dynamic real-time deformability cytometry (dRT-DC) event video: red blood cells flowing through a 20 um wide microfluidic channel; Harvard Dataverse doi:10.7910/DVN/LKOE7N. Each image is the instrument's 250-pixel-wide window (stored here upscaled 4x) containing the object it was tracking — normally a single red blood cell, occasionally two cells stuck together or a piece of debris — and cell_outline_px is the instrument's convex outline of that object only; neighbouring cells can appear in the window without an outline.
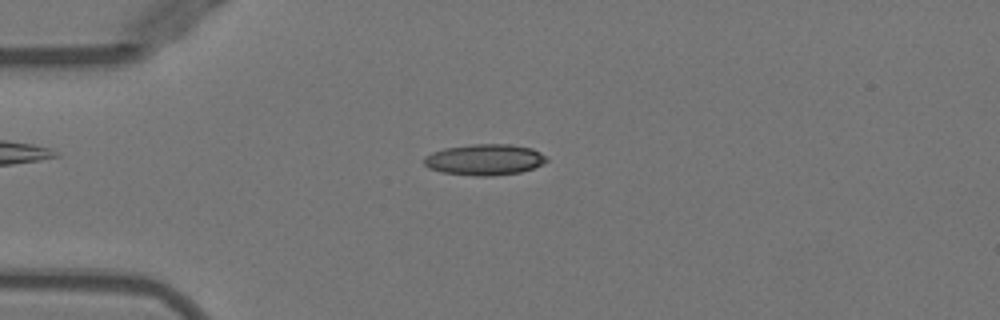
{"species": "Egyptian fruit bat (a non-hibernating species)", "species_latin": "Rousettus aegyptiacus", "temperature_condition": "warm", "stored_images_in_passage": 50, "camera_frame_rate_fps": 3000, "um_per_image_px": 0.085, "animal": {"sex": "female"}, "frame": {"image": 1, "passage_image": 12, "time_ms": 3.667, "image_size_px": [1000, 320], "cell_outline_px": [[548, 160], [544, 164], [520, 172], [492, 176], [476, 176], [440, 172], [428, 168], [424, 164], [424, 156], [432, 152], [444, 148], [472, 144], [512, 144], [532, 148], [548, 156]], "centroid_in_image_um": [41.2, 13.56], "position_along_channel_um": 43.8, "area_um2": 22.43}}
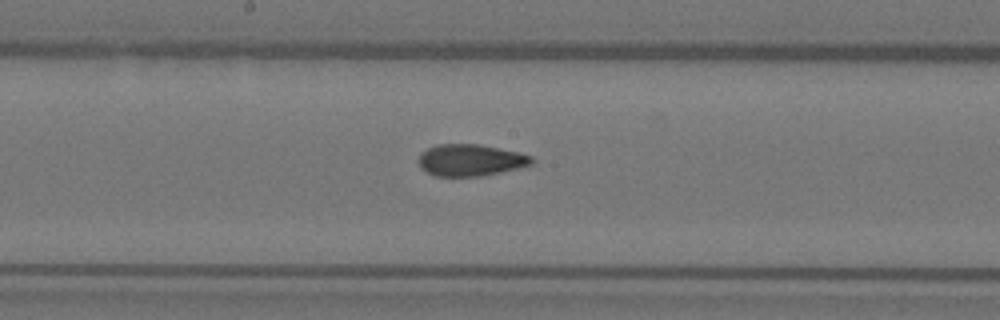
{"frame": {"image": 2, "passage_image": 26, "time_ms": 8.333, "image_size_px": [1000, 320], "cell_outline_px": [[532, 164], [500, 172], [480, 176], [432, 176], [420, 168], [420, 152], [436, 144], [476, 144], [516, 152], [532, 156]], "centroid_in_image_um": [39.93, 13.62], "position_along_channel_um": 208.3, "area_um2": 20.63}}
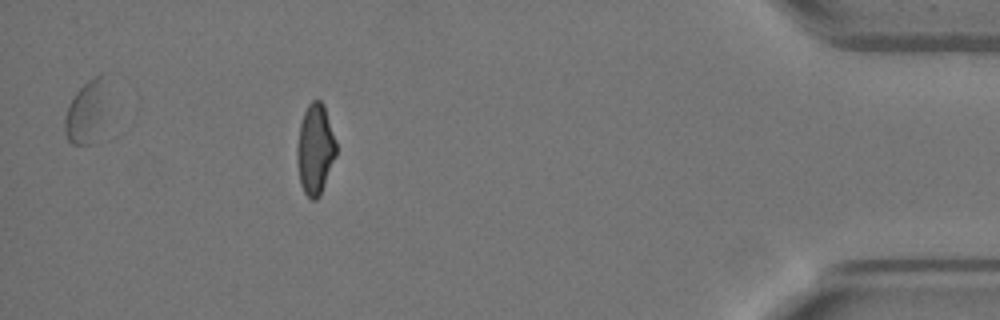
{"frame": {"image": 3, "passage_image": 45, "time_ms": 14.667, "image_size_px": [1000, 320], "cell_outline_px": [[336, 156], [320, 196], [316, 200], [312, 200], [304, 192], [300, 184], [296, 160], [296, 148], [300, 124], [304, 112], [308, 104], [312, 100], [320, 100], [324, 104], [336, 140]], "centroid_in_image_um": [26.78, 12.69], "position_along_channel_um": 408.4, "area_um2": 20.87}, "authors_computed_cell_mechanics": {"area_um2": 21.0392, "velocity_mm_per_s": 3.9848, "shape_relaxation_time_tau1_ms": null, "shape_relaxation_time_tau2_ms": 1.9117, "deformation_change_tau1": null, "deformation_change_tau2": 0.0936}}